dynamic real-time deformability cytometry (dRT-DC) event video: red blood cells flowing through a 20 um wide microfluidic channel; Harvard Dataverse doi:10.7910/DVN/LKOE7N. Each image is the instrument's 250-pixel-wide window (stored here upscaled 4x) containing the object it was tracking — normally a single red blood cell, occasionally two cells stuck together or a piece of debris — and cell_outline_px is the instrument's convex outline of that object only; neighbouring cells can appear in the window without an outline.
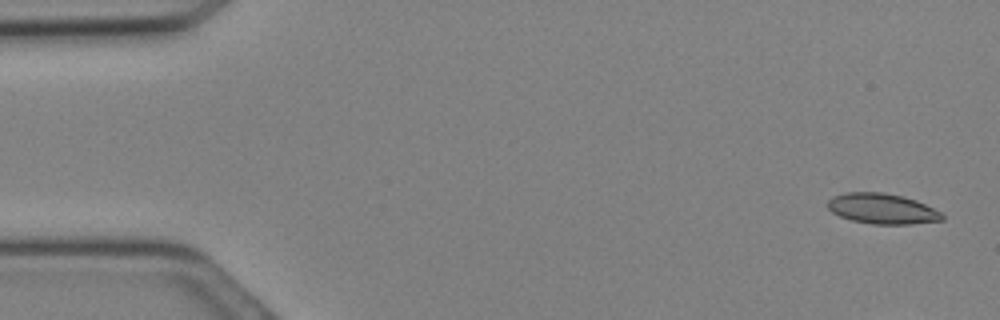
{"species": "Egyptian fruit bat (a non-hibernating species)", "species_latin": "Rousettus aegyptiacus", "temperature_condition": "cold", "stored_images_in_passage": 6, "camera_frame_rate_fps": 3000, "um_per_image_px": 0.085, "animal": {"sex": "female"}, "frame": {"image": 1, "passage_image": 1, "time_ms": 0.0, "image_size_px": [1000, 320], "cell_outline_px": [[944, 220], [912, 224], [872, 224], [852, 220], [840, 216], [832, 212], [828, 208], [828, 200], [832, 196], [844, 192], [884, 192], [904, 196], [916, 200], [940, 212], [944, 216]], "centroid_in_image_um": [74.97, 17.73], "position_along_channel_um": 10.0, "area_um2": 20.35}}